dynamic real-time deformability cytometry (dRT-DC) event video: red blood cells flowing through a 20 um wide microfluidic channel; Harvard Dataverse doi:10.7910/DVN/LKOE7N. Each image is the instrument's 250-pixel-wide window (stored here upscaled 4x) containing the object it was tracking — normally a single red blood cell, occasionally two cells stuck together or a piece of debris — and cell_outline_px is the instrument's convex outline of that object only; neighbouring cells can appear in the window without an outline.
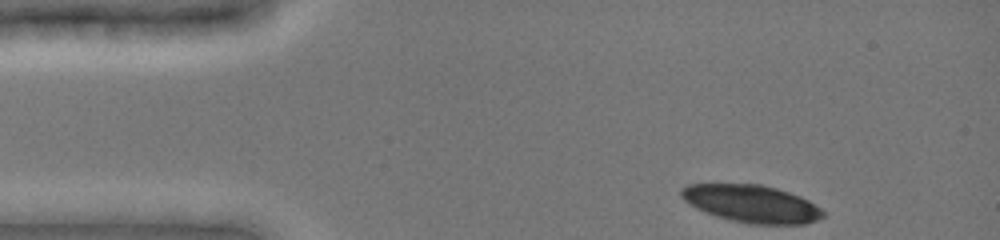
{"species": "common noctule bat (a hibernating species)", "species_latin": "Nyctalus noctula", "temperature_condition": "cold", "stored_images_in_passage": 34, "camera_frame_rate_fps": 3000, "um_per_image_px": 0.085, "animal": {"sex": "female", "body_mass_g": 19.0, "forearm_length_mm": 51.5}, "frame": {"image": 1, "passage_image": 1, "time_ms": 0.0, "image_size_px": [1000, 240], "cell_outline_px": [[824, 216], [816, 220], [804, 224], [748, 224], [716, 216], [704, 212], [688, 204], [680, 196], [680, 188], [688, 184], [760, 184], [776, 188], [800, 196], [808, 200], [820, 208], [824, 212]], "centroid_in_image_um": [63.85, 17.31], "position_along_channel_um": 21.2, "area_um2": 31.04}}